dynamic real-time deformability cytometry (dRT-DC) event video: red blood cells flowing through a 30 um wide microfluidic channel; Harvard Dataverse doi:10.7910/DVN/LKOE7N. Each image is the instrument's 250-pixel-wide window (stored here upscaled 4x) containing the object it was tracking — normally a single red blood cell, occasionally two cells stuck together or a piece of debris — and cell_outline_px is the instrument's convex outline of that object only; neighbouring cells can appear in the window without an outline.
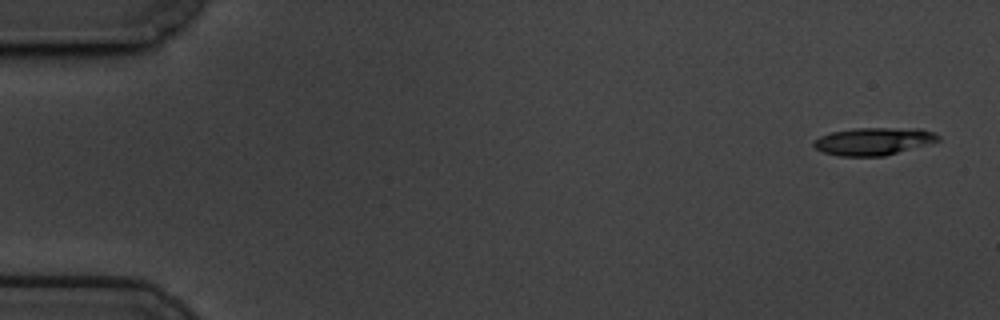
{"species": "common noctule bat (a hibernating species)", "species_latin": "Nyctalus noctula", "temperature_condition": "cold", "stored_images_in_passage": 4, "camera_frame_rate_fps": 3000, "um_per_image_px": 0.085, "animal": {"sex": "male", "body_mass_g": 19.5, "forearm_length_mm": 54.6}, "frame": {"image": 1, "passage_image": 1, "time_ms": 0.0, "image_size_px": [1000, 320], "cell_outline_px": [[940, 140], [884, 156], [840, 156], [824, 152], [816, 148], [812, 144], [812, 140], [820, 136], [832, 132], [852, 128], [920, 128], [932, 132], [940, 136]], "centroid_in_image_um": [74.22, 12.0], "position_along_channel_um": 10.8, "area_um2": 19.88}}